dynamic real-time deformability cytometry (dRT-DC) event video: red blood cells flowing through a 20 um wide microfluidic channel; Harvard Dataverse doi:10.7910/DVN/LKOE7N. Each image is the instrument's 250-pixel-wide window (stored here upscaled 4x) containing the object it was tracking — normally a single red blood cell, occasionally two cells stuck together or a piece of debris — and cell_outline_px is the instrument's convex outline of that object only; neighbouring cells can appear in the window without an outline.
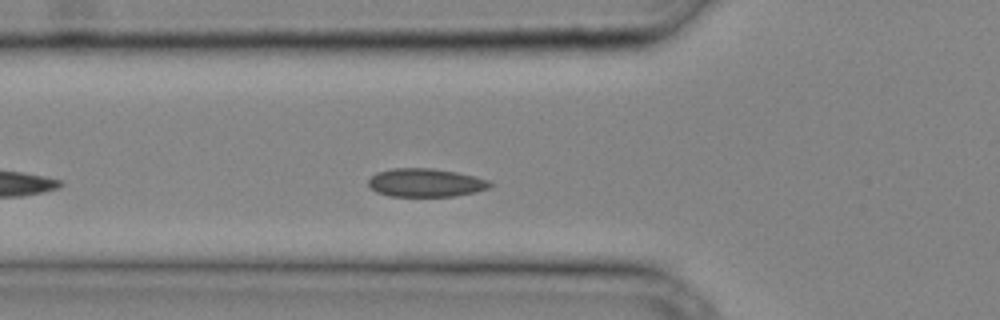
{"species": "common noctule bat (a hibernating species)", "species_latin": "Nyctalus noctula", "temperature_condition": "cold", "stored_images_in_passage": 9, "camera_frame_rate_fps": 3000, "um_per_image_px": 0.085, "animal": {"sex": "male", "body_mass_g": 20.4}, "frame": {"image": 1, "passage_image": 2, "time_ms": 0.333, "image_size_px": [1000, 320], "cell_outline_px": [[492, 184], [488, 188], [476, 192], [456, 196], [388, 196], [376, 192], [368, 184], [368, 180], [376, 172], [392, 168], [432, 168], [456, 172], [476, 176], [488, 180]], "centroid_in_image_um": [36.17, 15.53], "position_along_channel_um": 89.6, "area_um2": 20.17}}